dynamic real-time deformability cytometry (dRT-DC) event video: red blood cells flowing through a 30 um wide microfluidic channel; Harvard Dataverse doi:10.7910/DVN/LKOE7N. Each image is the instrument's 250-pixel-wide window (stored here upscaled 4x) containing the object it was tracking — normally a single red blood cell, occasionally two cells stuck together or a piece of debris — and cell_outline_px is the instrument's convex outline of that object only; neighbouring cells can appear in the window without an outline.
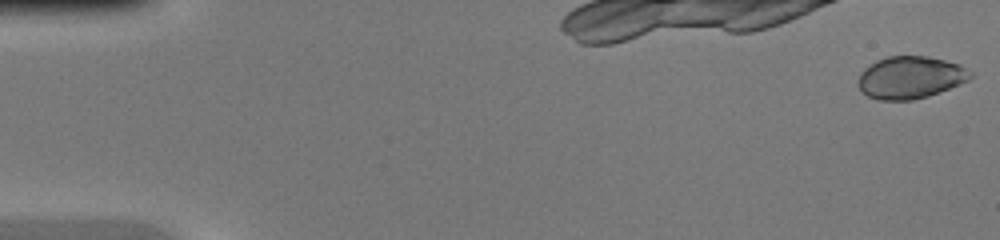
{"species": "common noctule bat (a hibernating species)", "species_latin": "Nyctalus noctula", "temperature_condition": "warm", "stored_images_in_passage": 29, "camera_frame_rate_fps": 3000, "um_per_image_px": 0.085, "animal": {"sex": "female", "body_mass_g": 20.0, "forearm_length_mm": 54.0}, "frame": {"image": 1, "passage_image": 1, "time_ms": 0.0, "image_size_px": [1000, 240], "cell_outline_px": [[972, 76], [968, 80], [960, 84], [928, 96], [912, 100], [880, 100], [868, 96], [860, 92], [856, 84], [860, 72], [864, 68], [876, 60], [888, 56], [928, 56], [960, 64], [972, 72]], "centroid_in_image_um": [77.34, 6.58], "position_along_channel_um": 7.7, "area_um2": 27.92}}